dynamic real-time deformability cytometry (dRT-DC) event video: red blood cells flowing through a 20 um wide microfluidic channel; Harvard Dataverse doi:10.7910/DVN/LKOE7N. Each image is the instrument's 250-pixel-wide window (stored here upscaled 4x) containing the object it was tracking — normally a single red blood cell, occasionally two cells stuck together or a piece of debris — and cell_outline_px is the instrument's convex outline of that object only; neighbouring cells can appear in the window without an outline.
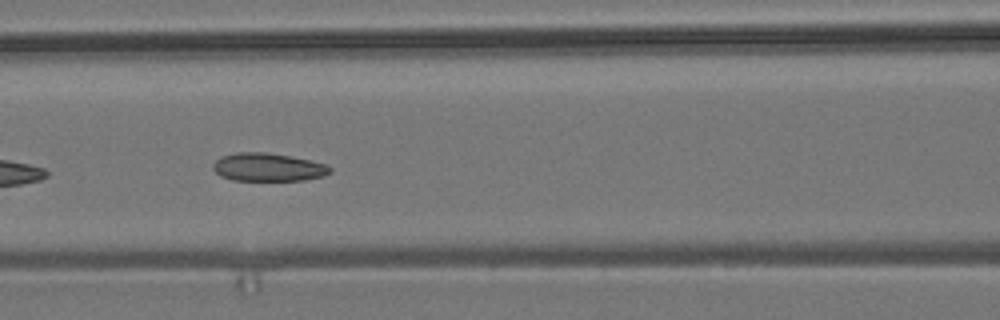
{"species": "common noctule bat (a hibernating species)", "species_latin": "Nyctalus noctula", "temperature_condition": "room temperature", "stored_images_in_passage": 6, "camera_frame_rate_fps": 3000, "um_per_image_px": 0.085, "animal": {"sex": "male", "body_mass_g": 19.2, "forearm_length_mm": 51.8}, "frame": {"image": 1, "passage_image": 5, "time_ms": 1.333, "image_size_px": [1000, 320], "cell_outline_px": [[332, 172], [324, 176], [304, 180], [232, 180], [220, 176], [212, 168], [212, 164], [220, 156], [236, 152], [268, 152], [312, 160], [328, 164], [332, 168]], "centroid_in_image_um": [22.8, 14.2], "position_along_channel_um": 143.8, "area_um2": 19.48}}
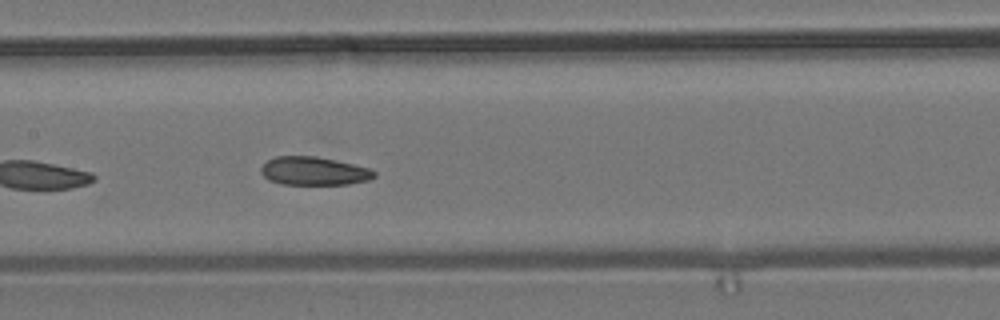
{"frame": {"image": 2, "passage_image": 6, "time_ms": 1.667, "image_size_px": [1000, 320], "cell_outline_px": [[376, 176], [368, 180], [348, 184], [280, 184], [268, 180], [260, 172], [260, 168], [268, 160], [276, 156], [316, 156], [352, 164], [368, 168], [376, 172]], "centroid_in_image_um": [26.65, 14.54], "position_along_channel_um": 180.8, "area_um2": 18.61}}